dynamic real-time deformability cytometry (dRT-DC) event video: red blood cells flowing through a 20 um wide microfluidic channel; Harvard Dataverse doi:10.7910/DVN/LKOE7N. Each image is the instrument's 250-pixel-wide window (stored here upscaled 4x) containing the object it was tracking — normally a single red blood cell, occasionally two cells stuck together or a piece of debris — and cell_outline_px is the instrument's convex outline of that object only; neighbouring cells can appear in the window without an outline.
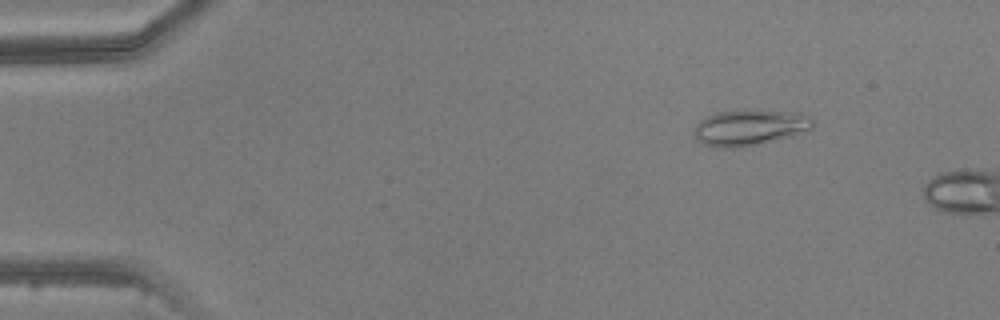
{"species": "common noctule bat (a hibernating species)", "species_latin": "Nyctalus noctula", "temperature_condition": "warm", "stored_images_in_passage": 3, "camera_frame_rate_fps": 3000, "um_per_image_px": 0.085, "animal": {"sex": "male", "body_mass_g": 20.5, "forearm_length_mm": 52.5}, "frame": {"image": 1, "passage_image": 2, "time_ms": 1.0, "image_size_px": [1000, 320], "cell_outline_px": [[816, 124], [808, 132], [760, 144], [736, 148], [720, 148], [704, 144], [692, 132], [692, 128], [700, 120], [716, 112], [800, 112], [812, 116]], "centroid_in_image_um": [63.79, 10.87], "position_along_channel_um": 21.2, "area_um2": 24.62}}